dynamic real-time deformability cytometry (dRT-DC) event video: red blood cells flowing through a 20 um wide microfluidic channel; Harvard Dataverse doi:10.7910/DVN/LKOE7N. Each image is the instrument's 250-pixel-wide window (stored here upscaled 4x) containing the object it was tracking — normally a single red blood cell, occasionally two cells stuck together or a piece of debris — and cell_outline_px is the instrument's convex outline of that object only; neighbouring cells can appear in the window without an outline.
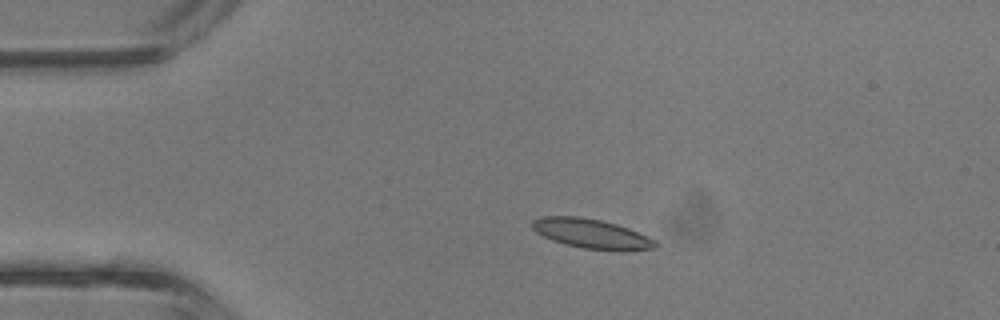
{"species": "common noctule bat (a hibernating species)", "species_latin": "Nyctalus noctula", "temperature_condition": "room temperature", "stored_images_in_passage": 3, "camera_frame_rate_fps": 3000, "um_per_image_px": 0.085, "animal": {"sex": "male", "body_mass_g": 13.3}, "frame": {"image": 1, "passage_image": 2, "time_ms": 0.333, "image_size_px": [1000, 320], "cell_outline_px": [[660, 244], [656, 248], [584, 248], [564, 244], [552, 240], [536, 232], [532, 228], [532, 220], [544, 216], [580, 216], [600, 220], [616, 224], [628, 228], [656, 240]], "centroid_in_image_um": [50.2, 19.81], "position_along_channel_um": 34.8, "area_um2": 20.4}}